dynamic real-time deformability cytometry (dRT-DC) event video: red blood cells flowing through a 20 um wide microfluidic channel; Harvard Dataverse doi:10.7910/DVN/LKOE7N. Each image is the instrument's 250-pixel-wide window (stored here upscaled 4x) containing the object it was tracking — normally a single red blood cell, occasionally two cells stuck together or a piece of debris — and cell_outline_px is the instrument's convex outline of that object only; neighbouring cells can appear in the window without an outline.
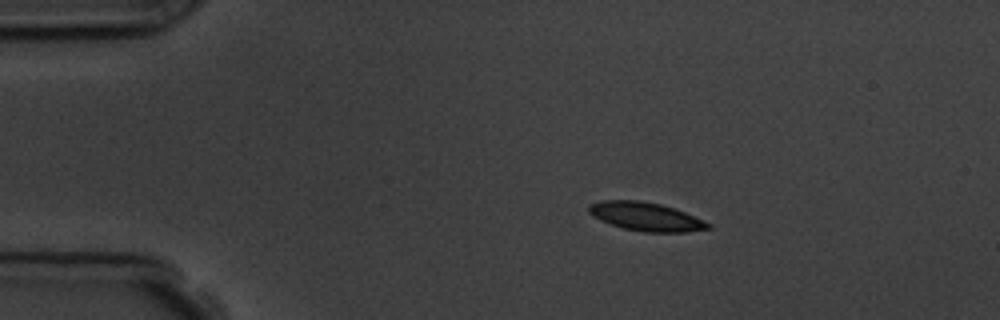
{"species": "common noctule bat (a hibernating species)", "species_latin": "Nyctalus noctula", "temperature_condition": "room temperature", "stored_images_in_passage": 5, "camera_frame_rate_fps": 3000, "um_per_image_px": 0.085, "animal": {"sex": "male", "body_mass_g": 19.5, "forearm_length_mm": 54.6}, "frame": {"image": 1, "passage_image": 2, "time_ms": 1.333, "image_size_px": [1000, 320], "cell_outline_px": [[712, 228], [688, 232], [644, 232], [624, 228], [600, 220], [592, 216], [588, 212], [588, 204], [600, 200], [640, 200], [660, 204], [676, 208], [704, 220], [712, 224]], "centroid_in_image_um": [54.91, 18.4], "position_along_channel_um": 30.1, "area_um2": 20.06}}
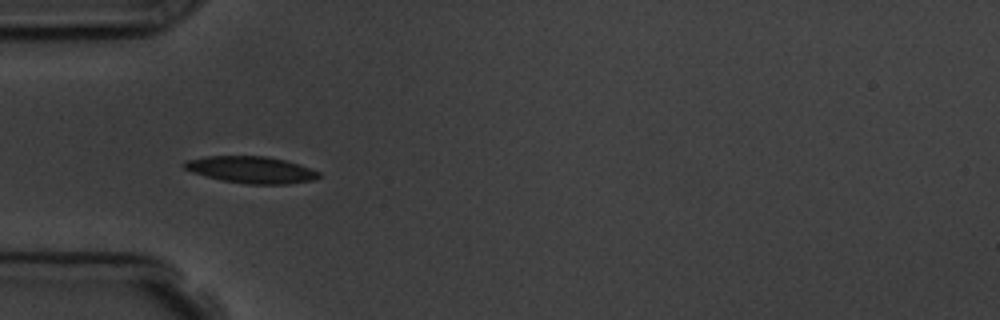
{"frame": {"image": 2, "passage_image": 4, "time_ms": 3.667, "image_size_px": [1000, 320], "cell_outline_px": [[320, 176], [316, 180], [288, 184], [248, 184], [220, 180], [192, 172], [184, 168], [180, 164], [184, 160], [208, 156], [264, 156], [284, 160], [300, 164], [320, 172]], "centroid_in_image_um": [21.34, 14.43], "position_along_channel_um": 63.7, "area_um2": 21.15}}